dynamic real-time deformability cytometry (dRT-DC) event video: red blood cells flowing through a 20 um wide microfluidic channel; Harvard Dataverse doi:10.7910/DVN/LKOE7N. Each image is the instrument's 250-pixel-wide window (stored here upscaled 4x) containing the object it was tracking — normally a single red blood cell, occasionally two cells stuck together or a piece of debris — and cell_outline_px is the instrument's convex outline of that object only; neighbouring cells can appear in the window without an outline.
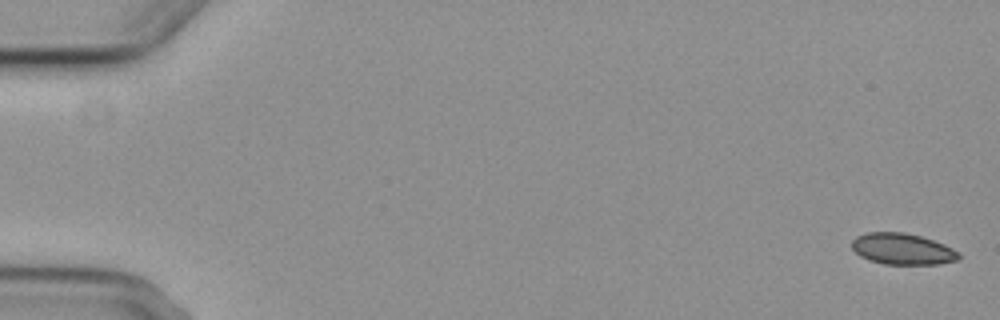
{"species": "common noctule bat (a hibernating species)", "species_latin": "Nyctalus noctula", "temperature_condition": "cold", "stored_images_in_passage": 7, "camera_frame_rate_fps": 3000, "um_per_image_px": 0.085, "animal": {"sex": "female", "body_mass_g": 29.2, "forearm_length_mm": 56.3}, "frame": {"image": 1, "passage_image": 1, "time_ms": 0.0, "image_size_px": [1000, 320], "cell_outline_px": [[960, 256], [956, 260], [936, 264], [884, 264], [868, 260], [860, 256], [852, 248], [852, 240], [856, 236], [868, 232], [904, 232], [920, 236], [944, 244], [960, 252]], "centroid_in_image_um": [76.68, 21.16], "position_along_channel_um": 8.3, "area_um2": 19.42}}
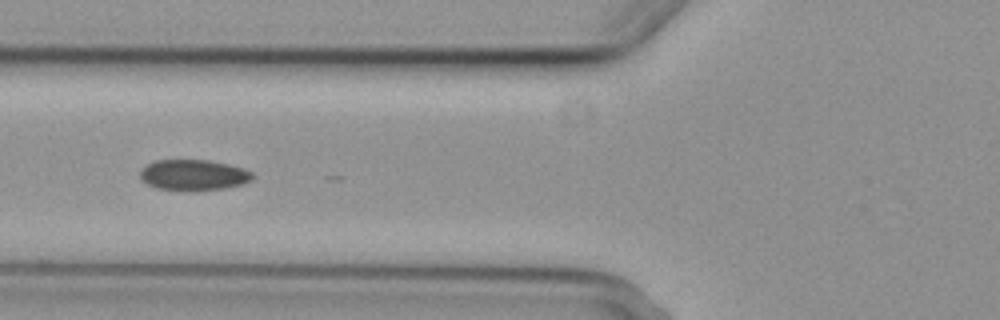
{"frame": {"image": 2, "passage_image": 7, "time_ms": 7.0, "image_size_px": [1000, 320], "cell_outline_px": [[256, 176], [252, 180], [244, 184], [224, 188], [196, 192], [184, 192], [156, 188], [140, 180], [140, 172], [148, 164], [156, 160], [208, 160], [228, 164], [244, 168], [252, 172]], "centroid_in_image_um": [16.48, 14.9], "position_along_channel_um": 109.3, "area_um2": 20.69}}